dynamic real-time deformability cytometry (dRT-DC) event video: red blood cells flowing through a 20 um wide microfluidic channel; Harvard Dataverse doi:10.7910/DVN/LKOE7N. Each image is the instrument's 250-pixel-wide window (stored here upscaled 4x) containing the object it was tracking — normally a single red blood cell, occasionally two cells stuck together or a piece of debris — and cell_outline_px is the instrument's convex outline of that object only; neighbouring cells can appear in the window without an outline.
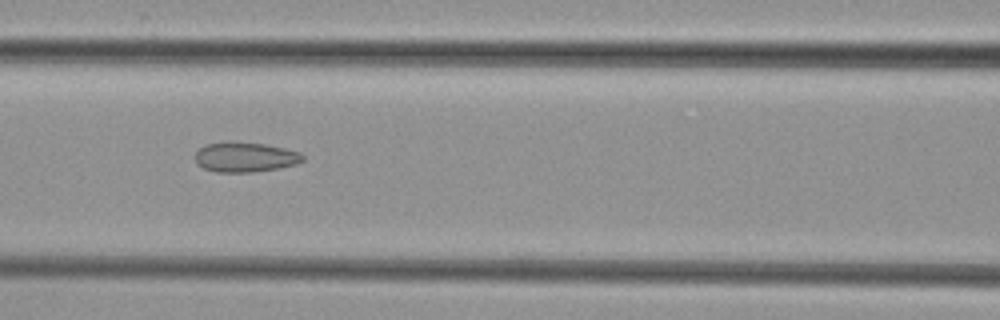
{"species": "common noctule bat (a hibernating species)", "species_latin": "Nyctalus noctula", "temperature_condition": "cold", "stored_images_in_passage": 5, "camera_frame_rate_fps": 3000, "um_per_image_px": 0.085, "animal": {"sex": "female", "body_mass_g": 29.2, "forearm_length_mm": 56.3}, "frame": {"image": 1, "passage_image": 4, "time_ms": 3.667, "image_size_px": [1000, 320], "cell_outline_px": [[304, 160], [296, 164], [276, 168], [252, 172], [216, 172], [204, 168], [196, 164], [196, 152], [204, 144], [224, 140], [232, 140], [264, 144], [284, 148], [300, 152], [304, 156]], "centroid_in_image_um": [20.8, 13.32], "position_along_channel_um": 145.8, "area_um2": 19.02}}
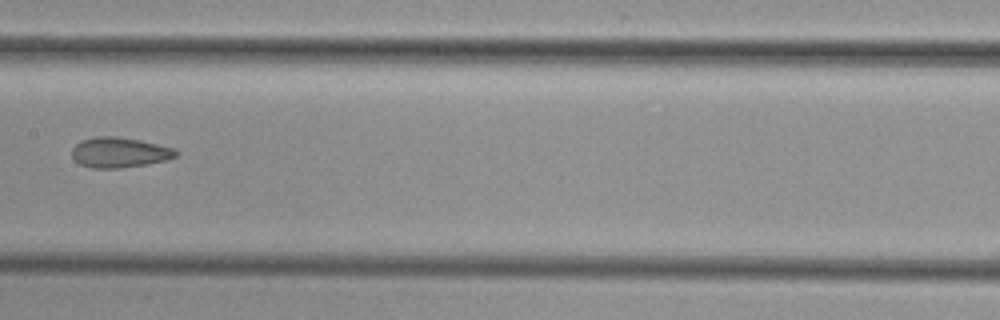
{"frame": {"image": 2, "passage_image": 5, "time_ms": 5.0, "image_size_px": [1000, 320], "cell_outline_px": [[180, 152], [176, 156], [164, 160], [144, 164], [116, 168], [92, 168], [80, 164], [72, 156], [72, 148], [80, 140], [96, 136], [116, 136], [140, 140], [176, 148]], "centroid_in_image_um": [10.15, 12.94], "position_along_channel_um": 197.3, "area_um2": 18.26}}